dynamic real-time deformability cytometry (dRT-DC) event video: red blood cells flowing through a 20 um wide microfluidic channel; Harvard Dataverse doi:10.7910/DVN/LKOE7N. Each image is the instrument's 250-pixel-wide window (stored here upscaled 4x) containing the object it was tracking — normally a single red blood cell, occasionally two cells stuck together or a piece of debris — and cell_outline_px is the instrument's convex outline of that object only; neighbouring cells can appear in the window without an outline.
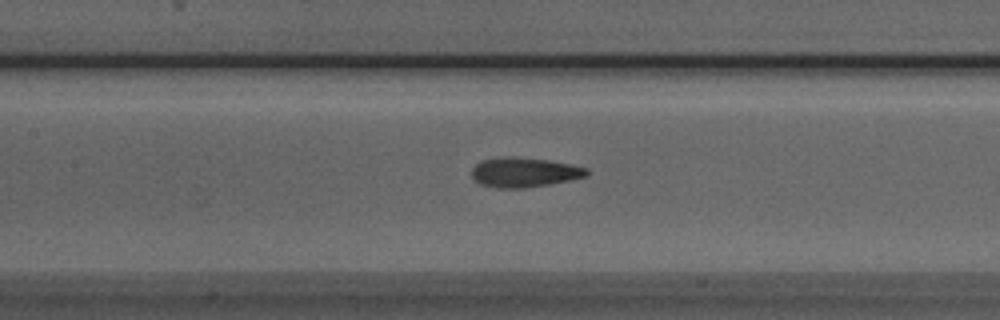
{"species": "Egyptian fruit bat (a non-hibernating species)", "species_latin": "Rousettus aegyptiacus", "temperature_condition": "room temperature", "stored_images_in_passage": 51, "camera_frame_rate_fps": 3000, "um_per_image_px": 0.085, "animal": {"sex": "male"}, "frame": {"image": 1, "passage_image": 23, "time_ms": 7.333, "image_size_px": [1000, 320], "cell_outline_px": [[588, 176], [548, 184], [520, 188], [496, 188], [480, 184], [472, 176], [472, 168], [480, 160], [504, 156], [508, 156], [548, 160], [572, 164], [588, 168]], "centroid_in_image_um": [44.55, 14.63], "position_along_channel_um": 162.9, "area_um2": 19.83}}
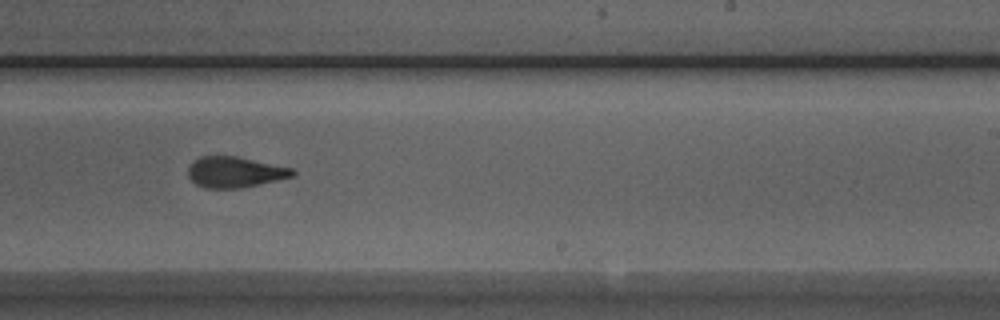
{"frame": {"image": 2, "passage_image": 31, "time_ms": 10.0, "image_size_px": [1000, 320], "cell_outline_px": [[296, 172], [292, 176], [276, 180], [240, 188], [204, 188], [196, 184], [188, 176], [188, 168], [200, 156], [236, 156], [292, 168]], "centroid_in_image_um": [19.94, 14.63], "position_along_channel_um": 269.1, "area_um2": 18.44}}
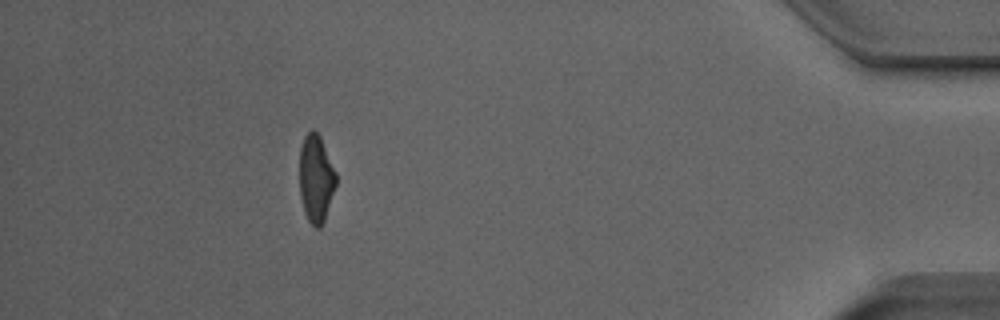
{"frame": {"image": 3, "passage_image": 46, "time_ms": 15.0, "image_size_px": [1000, 320], "cell_outline_px": [[336, 184], [324, 220], [320, 228], [316, 228], [308, 220], [304, 212], [300, 196], [300, 148], [304, 136], [312, 128], [320, 136], [336, 172]], "centroid_in_image_um": [26.85, 15.17], "position_along_channel_um": 408.4, "area_um2": 18.5}, "authors_computed_cell_mechanics": {"area_um2": 19.1896, "velocity_mm_per_s": 3.9976, "shape_relaxation_time_tau1_ms": 4.7911, "shape_relaxation_time_tau2_ms": 1.6075, "deformation_change_tau1": 0.1492, "deformation_change_tau2": 0.0919}}